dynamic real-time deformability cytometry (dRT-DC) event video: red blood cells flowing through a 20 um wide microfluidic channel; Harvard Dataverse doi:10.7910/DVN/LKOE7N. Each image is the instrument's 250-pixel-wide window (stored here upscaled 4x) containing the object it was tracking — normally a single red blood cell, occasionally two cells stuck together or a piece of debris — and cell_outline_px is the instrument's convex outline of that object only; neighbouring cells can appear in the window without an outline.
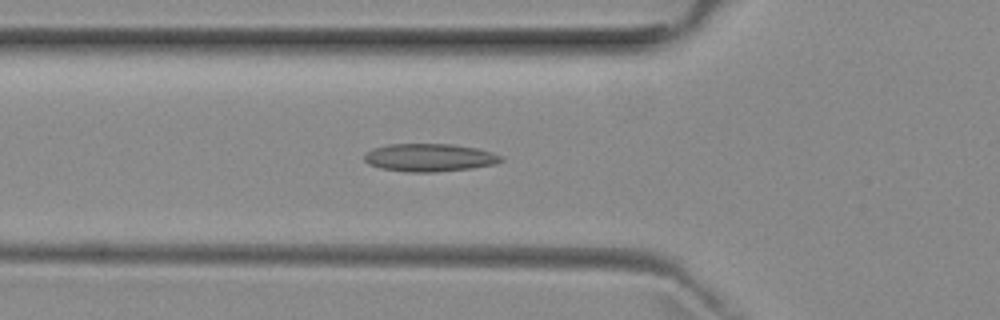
{"species": "common noctule bat (a hibernating species)", "species_latin": "Nyctalus noctula", "temperature_condition": "room temperature", "stored_images_in_passage": 33, "camera_frame_rate_fps": 3000, "um_per_image_px": 0.085, "animal": {"sex": "female", "body_mass_g": 29.2, "forearm_length_mm": 56.3}, "frame": {"image": 1, "passage_image": 12, "time_ms": 3.667, "image_size_px": [1000, 320], "cell_outline_px": [[504, 160], [496, 164], [472, 168], [436, 172], [408, 172], [380, 168], [368, 164], [364, 160], [364, 152], [372, 148], [388, 144], [452, 144], [476, 148], [492, 152], [504, 156]], "centroid_in_image_um": [36.5, 13.39], "position_along_channel_um": 89.3, "area_um2": 22.48}}
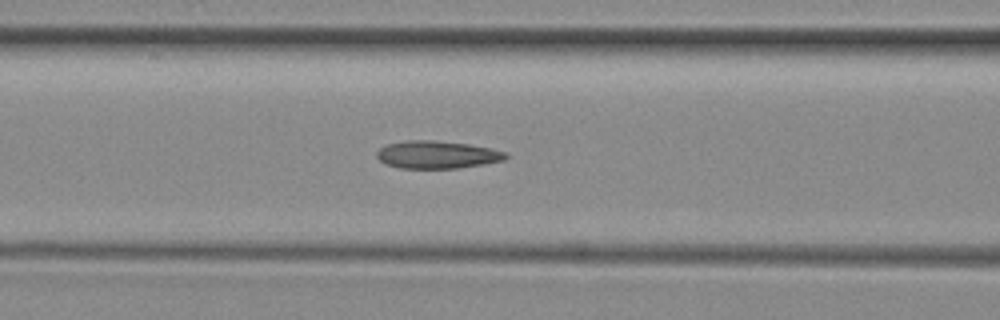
{"frame": {"image": 2, "passage_image": 15, "time_ms": 4.667, "image_size_px": [1000, 320], "cell_outline_px": [[508, 156], [504, 160], [484, 164], [456, 168], [400, 168], [388, 164], [380, 160], [376, 156], [376, 152], [384, 144], [404, 140], [432, 140], [468, 144], [492, 148], [508, 152]], "centroid_in_image_um": [37.15, 13.13], "position_along_channel_um": 129.4, "area_um2": 20.87}}
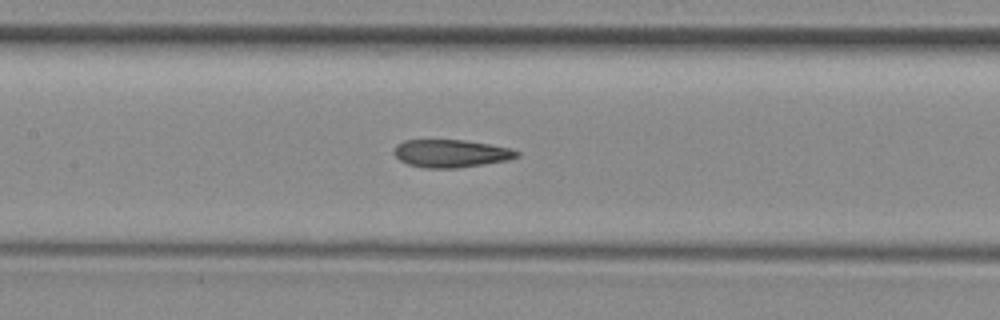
{"frame": {"image": 3, "passage_image": 18, "time_ms": 5.667, "image_size_px": [1000, 320], "cell_outline_px": [[520, 156], [508, 160], [484, 164], [456, 168], [424, 168], [408, 164], [400, 160], [392, 152], [396, 144], [404, 140], [464, 140], [488, 144], [508, 148], [520, 152]], "centroid_in_image_um": [38.3, 13.04], "position_along_channel_um": 169.1, "area_um2": 19.88}}